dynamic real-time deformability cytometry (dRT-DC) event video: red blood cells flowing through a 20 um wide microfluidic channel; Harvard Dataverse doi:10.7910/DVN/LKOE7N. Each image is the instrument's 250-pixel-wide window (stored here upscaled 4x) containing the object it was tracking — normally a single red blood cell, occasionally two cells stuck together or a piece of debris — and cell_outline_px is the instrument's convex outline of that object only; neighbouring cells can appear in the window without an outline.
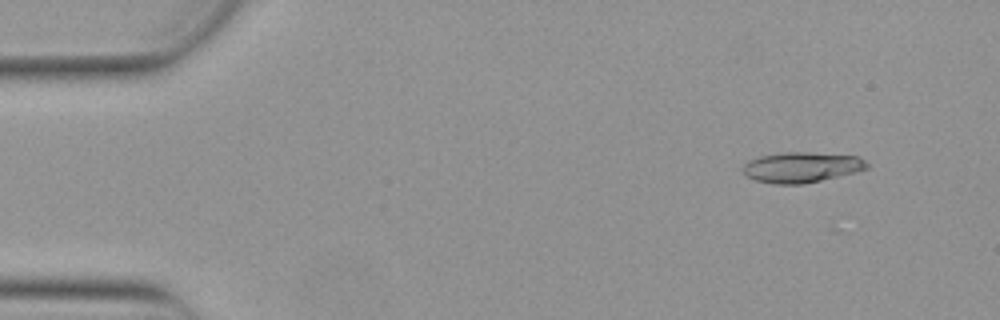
{"species": "Egyptian fruit bat (a non-hibernating species)", "species_latin": "Rousettus aegyptiacus", "temperature_condition": "warm", "stored_images_in_passage": 31, "camera_frame_rate_fps": 3000, "um_per_image_px": 0.085, "animal": {"sex": "female"}, "frame": {"image": 1, "passage_image": 5, "time_ms": 1.333, "image_size_px": [1000, 320], "cell_outline_px": [[868, 168], [856, 172], [804, 184], [776, 184], [756, 180], [748, 176], [744, 172], [744, 164], [748, 160], [760, 156], [788, 152], [808, 152], [856, 156], [864, 160], [868, 164]], "centroid_in_image_um": [68.14, 14.22], "position_along_channel_um": 16.9, "area_um2": 21.73}}
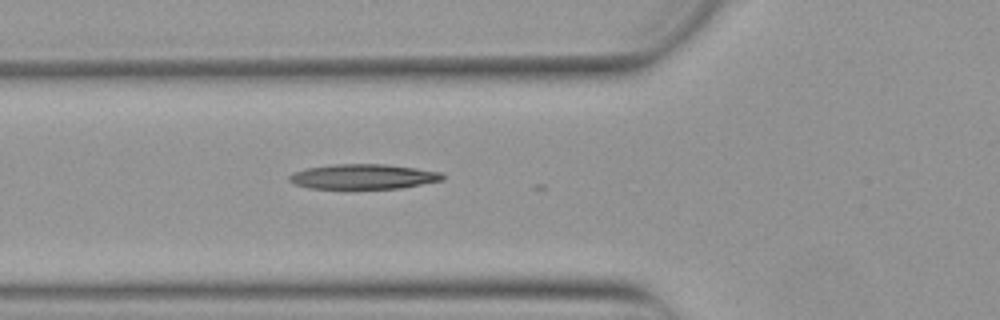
{"frame": {"image": 2, "passage_image": 19, "time_ms": 6.0, "image_size_px": [1000, 320], "cell_outline_px": [[444, 180], [400, 188], [308, 188], [296, 184], [288, 180], [288, 176], [304, 168], [336, 164], [388, 164], [444, 172]], "centroid_in_image_um": [30.92, 15.0], "position_along_channel_um": 94.9, "area_um2": 22.25}}
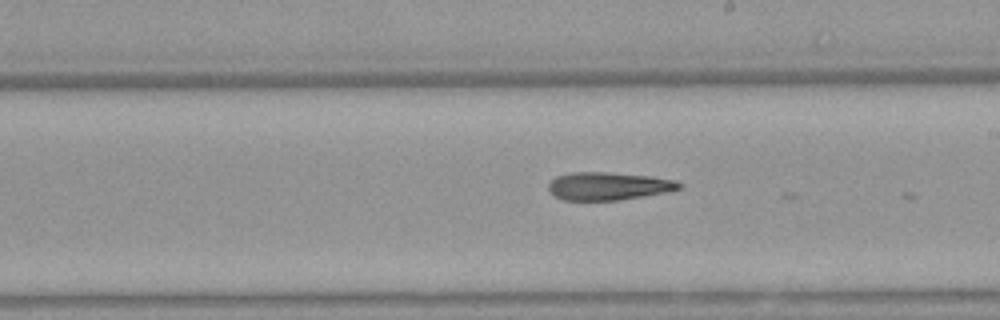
{"frame": {"image": 3, "passage_image": 30, "time_ms": 9.667, "image_size_px": [1000, 320], "cell_outline_px": [[680, 188], [668, 192], [620, 200], [560, 200], [552, 196], [548, 188], [548, 184], [556, 176], [568, 172], [604, 172], [648, 176], [676, 180], [680, 184]], "centroid_in_image_um": [51.65, 15.82], "position_along_channel_um": 237.4, "area_um2": 21.33}}